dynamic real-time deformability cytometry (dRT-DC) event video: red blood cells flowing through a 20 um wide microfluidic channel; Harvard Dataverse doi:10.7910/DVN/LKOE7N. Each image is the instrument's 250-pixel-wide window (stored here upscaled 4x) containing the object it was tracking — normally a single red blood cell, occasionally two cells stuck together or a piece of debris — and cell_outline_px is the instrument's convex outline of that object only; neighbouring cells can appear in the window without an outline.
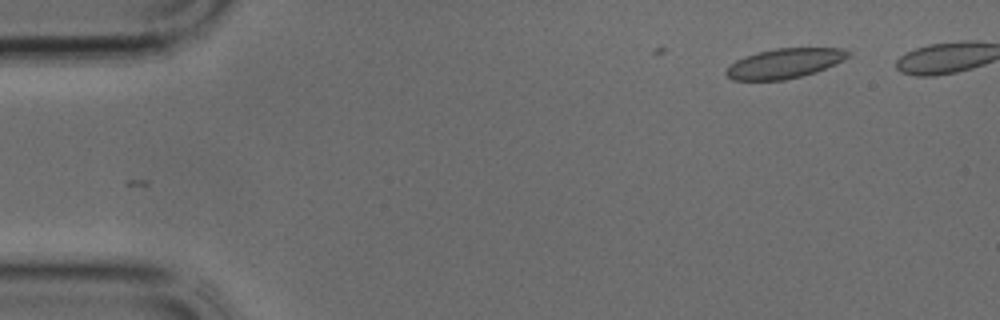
{"species": "common noctule bat (a hibernating species)", "species_latin": "Nyctalus noctula", "temperature_condition": "cold", "stored_images_in_passage": 9, "camera_frame_rate_fps": 3000, "um_per_image_px": 0.085, "animal": {"sex": "male", "body_mass_g": 17.9, "forearm_length_mm": 54.2}, "frame": {"image": 1, "passage_image": 1, "time_ms": 0.0, "image_size_px": [1000, 320], "cell_outline_px": [[852, 56], [816, 72], [784, 80], [732, 80], [724, 72], [736, 60], [744, 56], [756, 52], [776, 48], [840, 48], [852, 52]], "centroid_in_image_um": [66.7, 5.38], "position_along_channel_um": 18.3, "area_um2": 21.15}}